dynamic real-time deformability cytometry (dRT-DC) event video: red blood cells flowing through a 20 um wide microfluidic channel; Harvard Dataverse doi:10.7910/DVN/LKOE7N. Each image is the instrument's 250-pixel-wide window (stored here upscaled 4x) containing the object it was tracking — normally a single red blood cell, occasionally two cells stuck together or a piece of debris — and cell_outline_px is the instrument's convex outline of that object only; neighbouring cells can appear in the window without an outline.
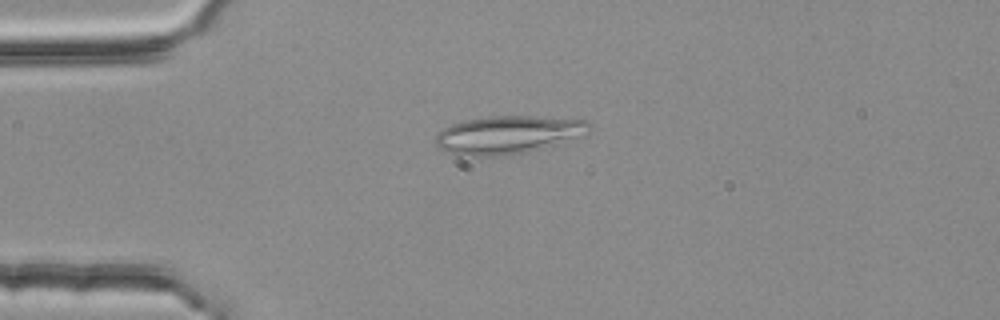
{"species": "common noctule bat (a hibernating species)", "species_latin": "Nyctalus noctula", "temperature_condition": "room temperature", "stored_images_in_passage": 46, "camera_frame_rate_fps": 3000, "um_per_image_px": 0.085, "animal": {"sex": "female", "body_mass_g": 25.1}, "frame": {"image": 1, "passage_image": 5, "time_ms": 1.333, "image_size_px": [1000, 320], "cell_outline_px": [[592, 128], [588, 132], [540, 148], [508, 156], [456, 156], [440, 148], [436, 144], [436, 136], [444, 128], [452, 124], [464, 120], [488, 116], [532, 116], [588, 120], [592, 124]], "centroid_in_image_um": [43.13, 11.45], "position_along_channel_um": 41.9, "area_um2": 33.76}}
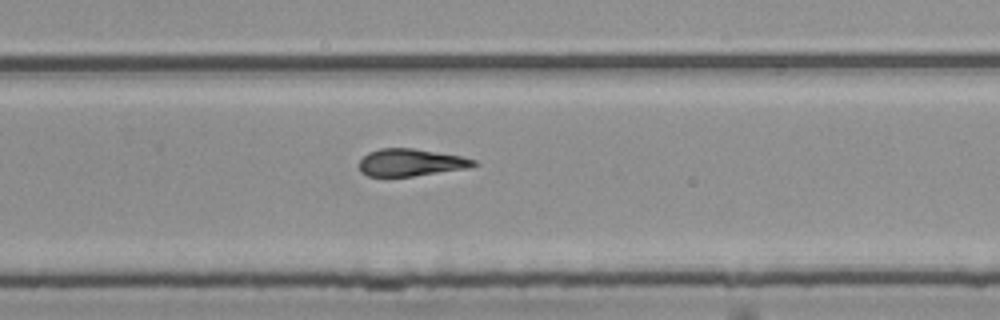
{"frame": {"image": 2, "passage_image": 27, "time_ms": 8.667, "image_size_px": [1000, 320], "cell_outline_px": [[480, 164], [468, 168], [412, 176], [368, 176], [360, 172], [360, 160], [368, 152], [380, 148], [412, 148], [460, 156], [476, 160]], "centroid_in_image_um": [34.92, 13.81], "position_along_channel_um": 294.9, "area_um2": 18.09}}
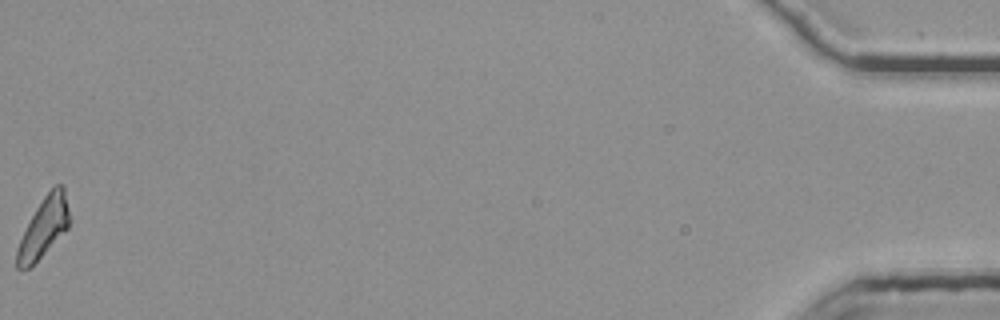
{"frame": {"image": 3, "passage_image": 46, "time_ms": 15.0, "image_size_px": [1000, 320], "cell_outline_px": [[68, 228], [28, 268], [16, 268], [16, 248], [36, 208], [44, 196], [56, 184], [60, 184], [64, 188], [68, 208]], "centroid_in_image_um": [3.7, 19.32], "position_along_channel_um": 431.5, "area_um2": 17.4}, "authors_computed_cell_mechanics": {"area_um2": 19.074, "velocity_mm_per_s": 3.7946, "shape_relaxation_time_tau1_ms": null, "shape_relaxation_time_tau2_ms": 3.6424, "deformation_change_tau1": null, "deformation_change_tau2": 0.1313}}